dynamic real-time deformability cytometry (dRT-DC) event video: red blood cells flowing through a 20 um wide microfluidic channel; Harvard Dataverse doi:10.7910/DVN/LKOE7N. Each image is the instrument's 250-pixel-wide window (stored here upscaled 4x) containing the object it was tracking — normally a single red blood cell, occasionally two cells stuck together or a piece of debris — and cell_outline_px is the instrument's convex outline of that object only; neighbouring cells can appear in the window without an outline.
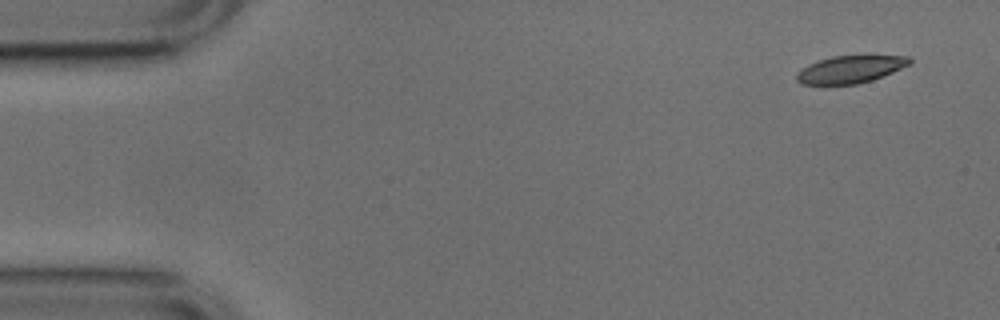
{"species": "common noctule bat (a hibernating species)", "species_latin": "Nyctalus noctula", "temperature_condition": "cold", "stored_images_in_passage": 5, "segment_of_instrument_passage": [1, 2], "camera_frame_rate_fps": 3000, "um_per_image_px": 0.085, "animal": {"sex": "male", "body_mass_g": 17.9, "forearm_length_mm": 54.2}, "frame": {"image": 1, "passage_image": 1, "time_ms": 0.0, "image_size_px": [1000, 320], "cell_outline_px": [[912, 60], [908, 64], [892, 72], [872, 80], [856, 84], [800, 84], [796, 80], [796, 72], [808, 64], [832, 56], [908, 56]], "centroid_in_image_um": [72.22, 5.9], "position_along_channel_um": 12.8, "area_um2": 17.74}}